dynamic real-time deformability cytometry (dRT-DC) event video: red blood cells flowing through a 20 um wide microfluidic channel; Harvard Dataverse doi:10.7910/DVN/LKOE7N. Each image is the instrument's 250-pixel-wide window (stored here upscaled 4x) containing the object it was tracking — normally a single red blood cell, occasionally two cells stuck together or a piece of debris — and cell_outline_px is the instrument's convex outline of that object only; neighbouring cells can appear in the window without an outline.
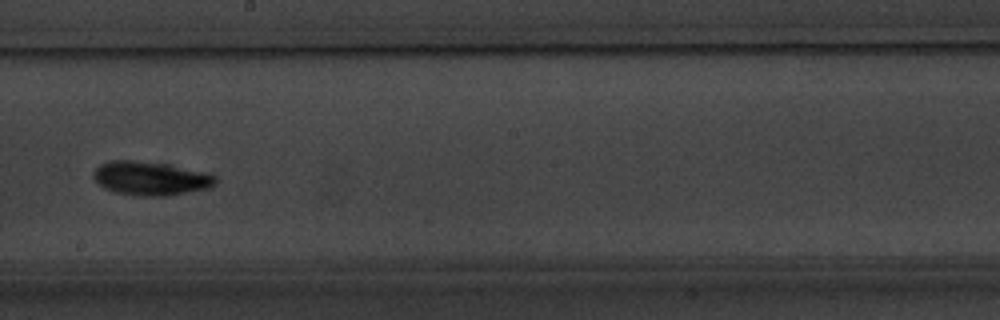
{"species": "common noctule bat (a hibernating species)", "species_latin": "Nyctalus noctula", "temperature_condition": "warm", "stored_images_in_passage": 11, "camera_frame_rate_fps": 3000, "um_per_image_px": 0.085, "animal": {"sex": "male", "body_mass_g": 20.1, "forearm_length_mm": 53.5}, "frame": {"image": 1, "passage_image": 10, "time_ms": 11.667, "image_size_px": [1000, 320], "cell_outline_px": [[216, 184], [212, 188], [168, 196], [132, 196], [116, 192], [104, 188], [92, 176], [92, 172], [100, 164], [108, 160], [136, 160], [208, 172], [216, 176]], "centroid_in_image_um": [12.81, 15.18], "position_along_channel_um": 235.4, "area_um2": 24.22}}
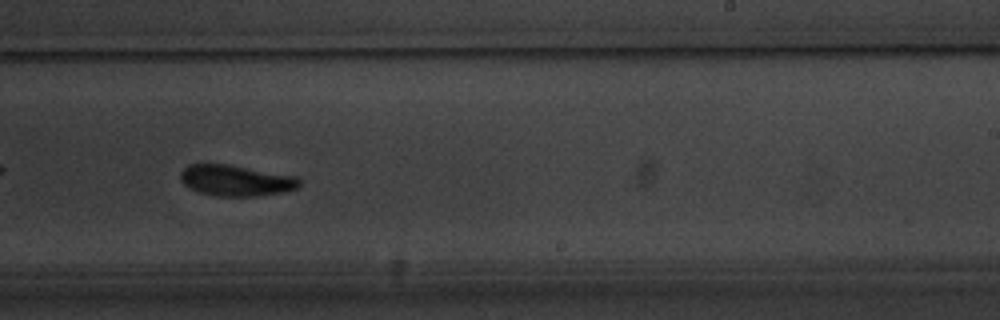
{"frame": {"image": 2, "passage_image": 11, "time_ms": 12.667, "image_size_px": [1000, 320], "cell_outline_px": [[300, 184], [296, 188], [284, 192], [256, 196], [216, 196], [200, 192], [184, 184], [180, 180], [180, 172], [188, 164], [228, 164], [296, 176], [300, 180]], "centroid_in_image_um": [20.05, 15.33], "position_along_channel_um": 269.0, "area_um2": 21.39}}